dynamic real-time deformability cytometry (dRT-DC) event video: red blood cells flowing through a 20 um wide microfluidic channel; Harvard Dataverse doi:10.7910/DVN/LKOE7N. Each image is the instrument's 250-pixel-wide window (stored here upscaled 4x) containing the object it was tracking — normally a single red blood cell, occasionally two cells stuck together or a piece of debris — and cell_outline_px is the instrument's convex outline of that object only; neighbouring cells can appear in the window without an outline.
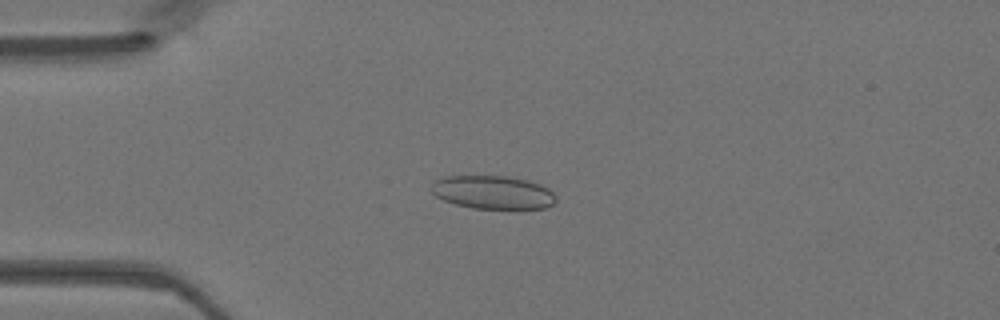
{"species": "Egyptian fruit bat (a non-hibernating species)", "species_latin": "Rousettus aegyptiacus", "temperature_condition": "warm", "stored_images_in_passage": 38, "camera_frame_rate_fps": 3000, "um_per_image_px": 0.085, "animal": {"sex": "female"}, "frame": {"image": 1, "passage_image": 2, "time_ms": 0.333, "image_size_px": [1000, 320], "cell_outline_px": [[556, 200], [552, 204], [544, 208], [472, 208], [456, 204], [444, 200], [436, 196], [432, 192], [432, 184], [436, 180], [444, 176], [508, 176], [528, 180], [540, 184], [548, 188], [556, 196]], "centroid_in_image_um": [41.9, 16.34], "position_along_channel_um": 43.1, "area_um2": 24.04}}
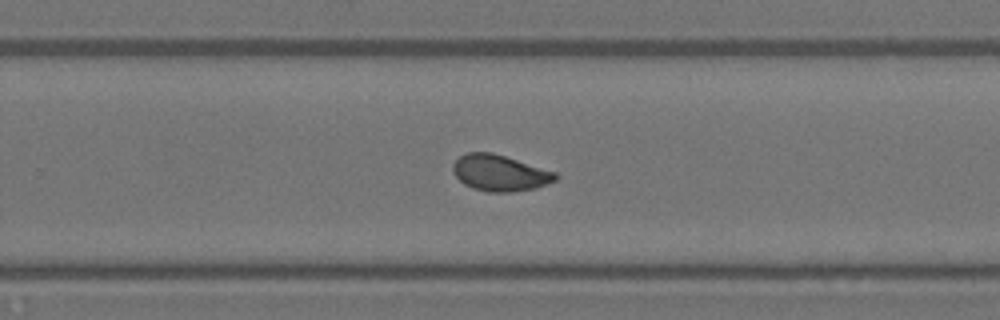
{"frame": {"image": 2, "passage_image": 21, "time_ms": 6.667, "image_size_px": [1000, 320], "cell_outline_px": [[560, 176], [556, 180], [536, 188], [512, 192], [488, 192], [472, 188], [464, 184], [452, 172], [452, 164], [460, 156], [468, 152], [492, 152], [556, 172]], "centroid_in_image_um": [42.48, 14.7], "position_along_channel_um": 287.3, "area_um2": 21.68}}
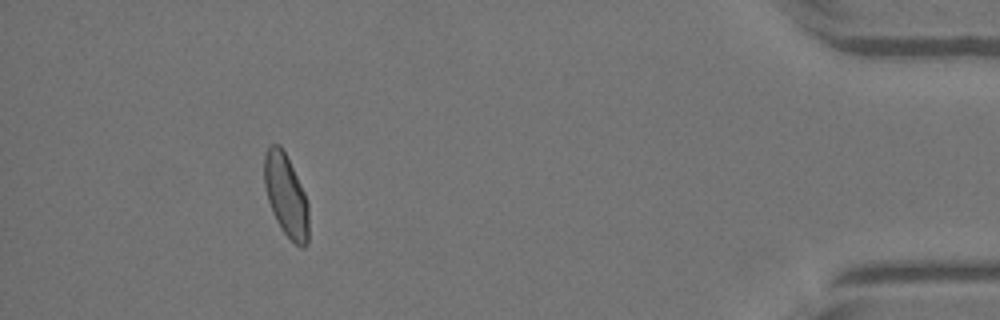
{"frame": {"image": 3, "passage_image": 34, "time_ms": 11.0, "image_size_px": [1000, 320], "cell_outline_px": [[308, 244], [304, 248], [300, 248], [280, 228], [272, 212], [268, 200], [264, 184], [264, 156], [268, 148], [272, 144], [280, 144], [304, 192], [308, 204]], "centroid_in_image_um": [24.31, 16.65], "position_along_channel_um": 410.9, "area_um2": 21.1}}